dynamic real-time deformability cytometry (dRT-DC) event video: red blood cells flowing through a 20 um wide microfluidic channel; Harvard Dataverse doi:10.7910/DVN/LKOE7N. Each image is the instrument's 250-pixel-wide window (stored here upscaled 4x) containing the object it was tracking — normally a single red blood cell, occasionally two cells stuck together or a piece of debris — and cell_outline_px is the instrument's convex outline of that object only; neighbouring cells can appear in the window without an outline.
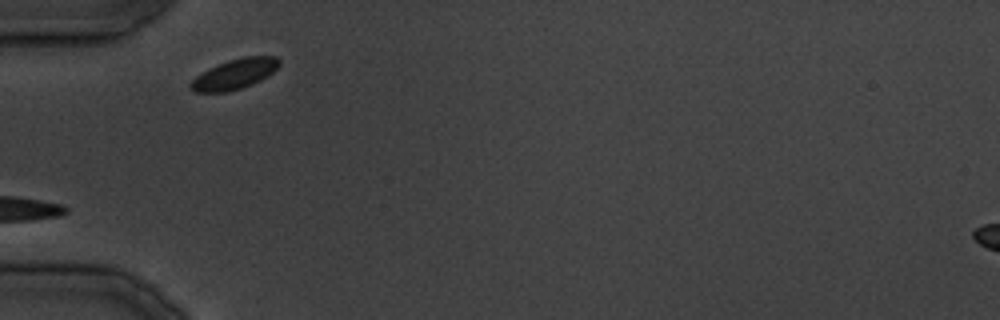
{"species": "common noctule bat (a hibernating species)", "species_latin": "Nyctalus noctula", "temperature_condition": "cold", "stored_images_in_passage": 20, "camera_frame_rate_fps": 3000, "um_per_image_px": 0.085, "animal": {"sex": "male", "body_mass_g": 19.5, "forearm_length_mm": 54.6}, "frame": {"image": 1, "passage_image": 1, "time_ms": 0.0, "image_size_px": [1000, 320], "cell_outline_px": [[280, 64], [272, 72], [260, 80], [240, 88], [228, 92], [196, 92], [188, 88], [188, 84], [196, 76], [228, 60], [244, 56], [276, 56], [280, 60]], "centroid_in_image_um": [19.93, 6.3], "position_along_channel_um": 65.1, "area_um2": 15.26}}